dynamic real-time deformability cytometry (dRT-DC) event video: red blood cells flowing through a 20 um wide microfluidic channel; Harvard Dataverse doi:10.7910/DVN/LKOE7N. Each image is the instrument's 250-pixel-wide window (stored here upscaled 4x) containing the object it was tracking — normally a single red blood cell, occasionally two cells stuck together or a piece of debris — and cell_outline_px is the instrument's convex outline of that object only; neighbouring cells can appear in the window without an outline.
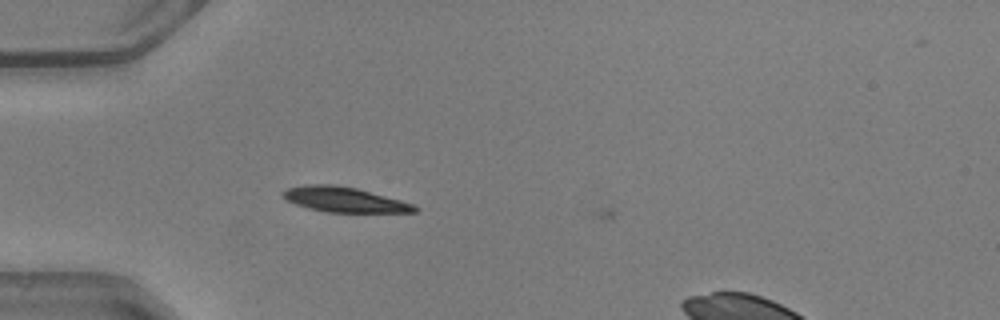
{"species": "common noctule bat (a hibernating species)", "species_latin": "Nyctalus noctula", "temperature_condition": "warm", "stored_images_in_passage": 10, "camera_frame_rate_fps": 3000, "um_per_image_px": 0.085, "animal": {"sex": "male", "body_mass_g": 20.5, "forearm_length_mm": 52.5}, "frame": {"image": 1, "passage_image": 9, "time_ms": 2.667, "image_size_px": [1000, 320], "cell_outline_px": [[420, 208], [416, 212], [328, 212], [308, 208], [296, 204], [280, 196], [280, 192], [288, 188], [308, 184], [332, 184], [356, 188], [416, 204]], "centroid_in_image_um": [29.28, 16.96], "position_along_channel_um": 55.7, "area_um2": 19.25}}